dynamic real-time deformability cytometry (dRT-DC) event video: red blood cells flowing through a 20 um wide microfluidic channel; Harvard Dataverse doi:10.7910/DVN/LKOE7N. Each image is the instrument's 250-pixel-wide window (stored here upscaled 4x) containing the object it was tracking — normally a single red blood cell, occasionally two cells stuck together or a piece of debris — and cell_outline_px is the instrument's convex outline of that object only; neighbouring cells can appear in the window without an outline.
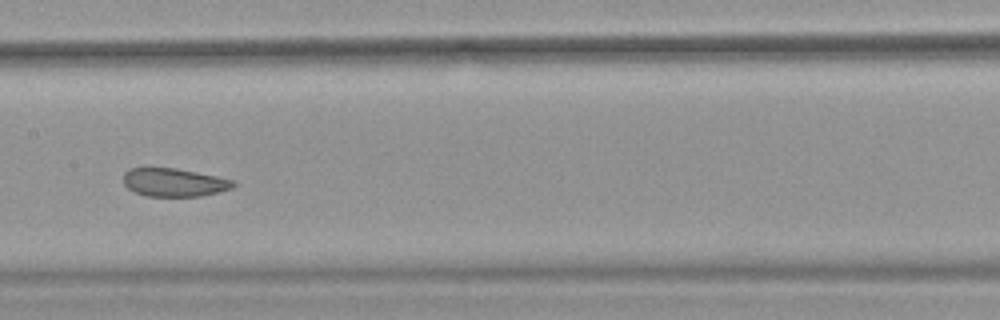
{"species": "common noctule bat (a hibernating species)", "species_latin": "Nyctalus noctula", "temperature_condition": "warm", "stored_images_in_passage": 45, "camera_frame_rate_fps": 3000, "um_per_image_px": 0.085, "animal": {"sex": "female", "body_mass_g": 18.4}, "frame": {"image": 1, "passage_image": 20, "time_ms": 6.333, "image_size_px": [1000, 320], "cell_outline_px": [[236, 184], [232, 188], [220, 192], [200, 196], [144, 196], [128, 188], [124, 184], [124, 172], [128, 168], [176, 168], [236, 180]], "centroid_in_image_um": [14.82, 15.5], "position_along_channel_um": 192.6, "area_um2": 18.15}, "authors_computed_cell_mechanics": {"area_um2": 20.5768, "velocity_mm_per_s": 3.973, "shape_relaxation_time_tau1_ms": null, "shape_relaxation_time_tau2_ms": 1.5817, "deformation_change_tau1": null, "deformation_change_tau2": 0.0824}}